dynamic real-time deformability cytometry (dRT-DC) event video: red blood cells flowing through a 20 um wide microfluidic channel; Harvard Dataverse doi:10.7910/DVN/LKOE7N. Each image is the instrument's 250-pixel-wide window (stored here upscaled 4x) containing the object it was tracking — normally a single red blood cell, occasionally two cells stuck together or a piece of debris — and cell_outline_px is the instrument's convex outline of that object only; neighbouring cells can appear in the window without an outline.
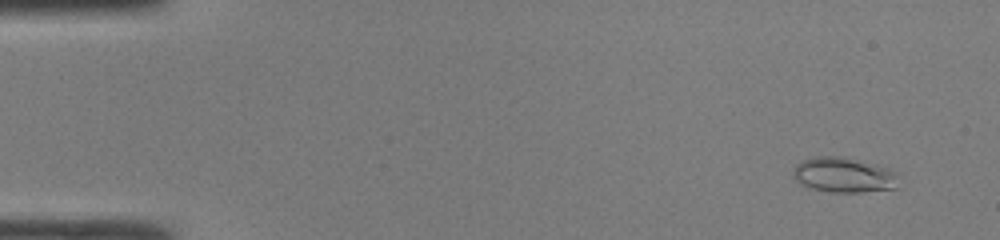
{"species": "common noctule bat (a hibernating species)", "species_latin": "Nyctalus noctula", "temperature_condition": "room temperature", "stored_images_in_passage": 48, "camera_frame_rate_fps": 3000, "um_per_image_px": 0.085, "animal": {"sex": "male", "body_mass_g": 19.0, "forearm_length_mm": 50.8}, "frame": {"image": 1, "passage_image": 4, "time_ms": 1.0, "image_size_px": [1000, 240], "cell_outline_px": [[896, 188], [860, 192], [832, 192], [808, 188], [800, 184], [792, 176], [792, 172], [796, 164], [804, 160], [816, 156], [840, 156], [876, 164], [888, 168], [896, 172]], "centroid_in_image_um": [71.67, 14.87], "position_along_channel_um": 13.3, "area_um2": 21.56}}
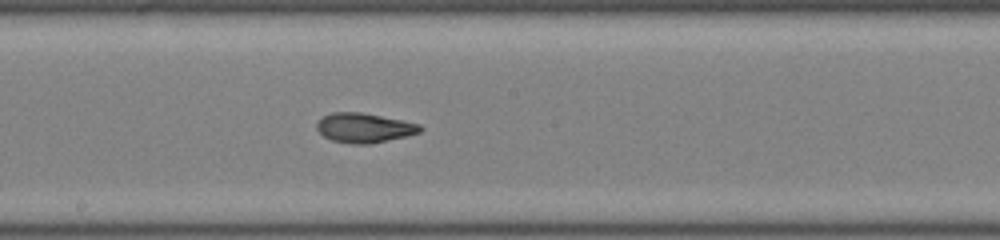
{"frame": {"image": 2, "passage_image": 27, "time_ms": 8.667, "image_size_px": [1000, 240], "cell_outline_px": [[424, 128], [420, 132], [408, 136], [368, 144], [352, 144], [332, 140], [324, 136], [316, 128], [316, 124], [320, 116], [332, 112], [360, 112], [420, 124]], "centroid_in_image_um": [30.93, 10.86], "position_along_channel_um": 217.3, "area_um2": 17.8}}
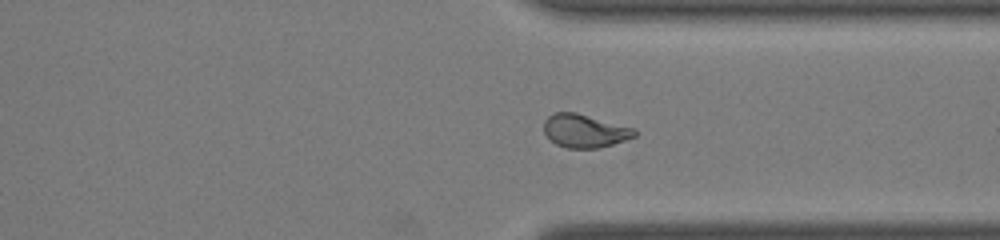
{"frame": {"image": 3, "passage_image": 37, "time_ms": 12.0, "image_size_px": [1000, 240], "cell_outline_px": [[636, 136], [600, 148], [568, 148], [556, 144], [548, 140], [544, 132], [544, 120], [548, 116], [556, 112], [576, 112], [636, 128]], "centroid_in_image_um": [49.68, 11.12], "position_along_channel_um": 361.7, "area_um2": 17.74}, "authors_computed_cell_mechanics": {"area_um2": 18.5538, "velocity_mm_per_s": 4.3117, "shape_relaxation_time_tau1_ms": null, "shape_relaxation_time_tau2_ms": 1.7595, "deformation_change_tau1": null, "deformation_change_tau2": 0.0847}}